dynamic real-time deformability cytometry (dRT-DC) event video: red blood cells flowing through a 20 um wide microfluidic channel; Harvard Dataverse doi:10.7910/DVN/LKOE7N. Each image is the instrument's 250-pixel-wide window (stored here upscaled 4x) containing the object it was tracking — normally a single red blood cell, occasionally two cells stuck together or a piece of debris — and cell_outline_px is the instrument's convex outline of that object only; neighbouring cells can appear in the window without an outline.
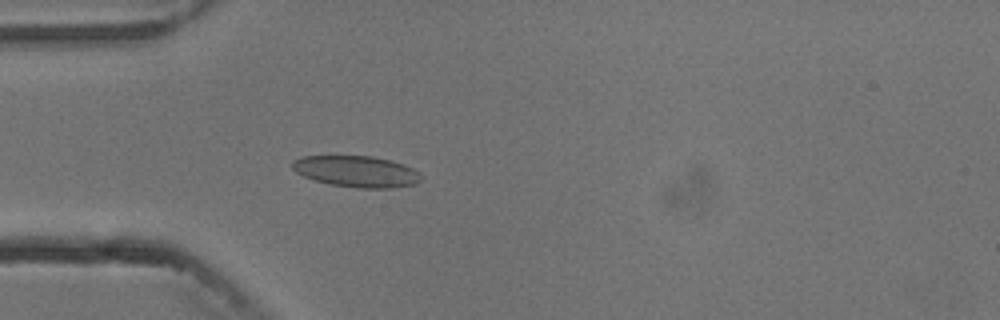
{"species": "common noctule bat (a hibernating species)", "species_latin": "Nyctalus noctula", "temperature_condition": "cold", "stored_images_in_passage": 4, "camera_frame_rate_fps": 3000, "um_per_image_px": 0.085, "animal": {"sex": "male", "body_mass_g": 13.3}, "frame": {"image": 1, "passage_image": 4, "time_ms": 3.667, "image_size_px": [1000, 320], "cell_outline_px": [[424, 176], [416, 184], [392, 188], [356, 188], [332, 184], [312, 180], [296, 172], [292, 168], [292, 160], [304, 156], [372, 156], [388, 160], [412, 168]], "centroid_in_image_um": [30.29, 14.58], "position_along_channel_um": 54.7, "area_um2": 23.41}}